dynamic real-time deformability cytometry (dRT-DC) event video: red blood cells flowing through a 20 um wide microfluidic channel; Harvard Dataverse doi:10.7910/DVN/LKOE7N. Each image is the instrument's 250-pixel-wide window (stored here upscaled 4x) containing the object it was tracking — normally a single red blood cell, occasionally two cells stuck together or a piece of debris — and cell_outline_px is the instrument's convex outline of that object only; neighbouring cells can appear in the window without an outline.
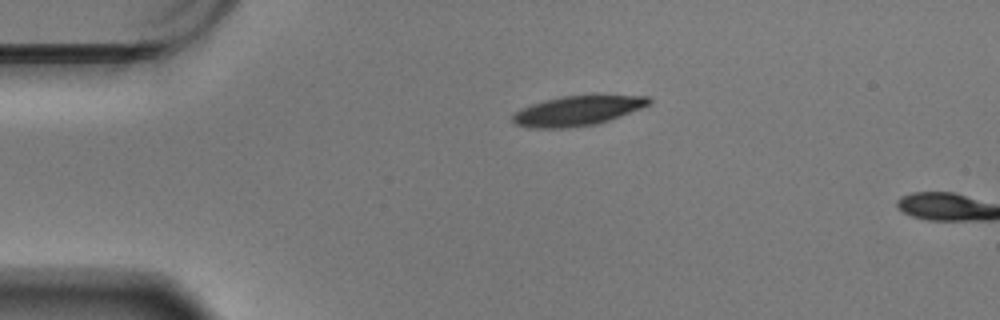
{"species": "Egyptian fruit bat (a non-hibernating species)", "species_latin": "Rousettus aegyptiacus", "temperature_condition": "warm", "stored_images_in_passage": 2, "camera_frame_rate_fps": 3000, "um_per_image_px": 0.085, "animal": {"sex": "male"}, "frame": {"image": 1, "passage_image": 1, "time_ms": 0.0, "image_size_px": [1000, 320], "cell_outline_px": [[652, 104], [620, 116], [596, 124], [568, 128], [528, 128], [516, 124], [512, 120], [512, 116], [520, 108], [544, 100], [564, 96], [596, 92], [648, 96], [652, 100]], "centroid_in_image_um": [49.17, 9.36], "position_along_channel_um": 35.8, "area_um2": 24.62}}